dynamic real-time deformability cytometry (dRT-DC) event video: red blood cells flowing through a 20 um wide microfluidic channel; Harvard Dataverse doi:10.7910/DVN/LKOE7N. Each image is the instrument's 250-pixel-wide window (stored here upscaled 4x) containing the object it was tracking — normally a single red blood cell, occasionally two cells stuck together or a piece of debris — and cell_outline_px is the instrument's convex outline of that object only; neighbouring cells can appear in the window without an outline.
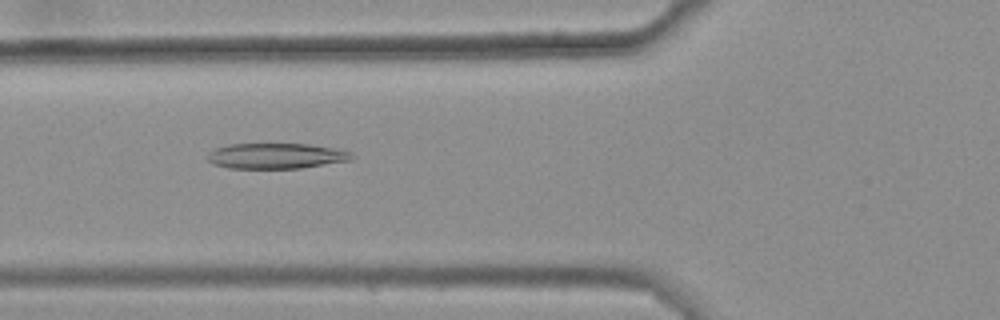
{"species": "common noctule bat (a hibernating species)", "species_latin": "Nyctalus noctula", "temperature_condition": "warm", "stored_images_in_passage": 35, "camera_frame_rate_fps": 3000, "um_per_image_px": 0.085, "animal": {"sex": "female", "body_mass_g": 25.1}, "frame": {"image": 1, "passage_image": 6, "time_ms": 1.667, "image_size_px": [1000, 320], "cell_outline_px": [[356, 156], [352, 160], [300, 168], [228, 168], [212, 164], [208, 160], [208, 152], [216, 148], [228, 144], [308, 144], [336, 148], [352, 152]], "centroid_in_image_um": [23.5, 13.25], "position_along_channel_um": 102.3, "area_um2": 21.56}}
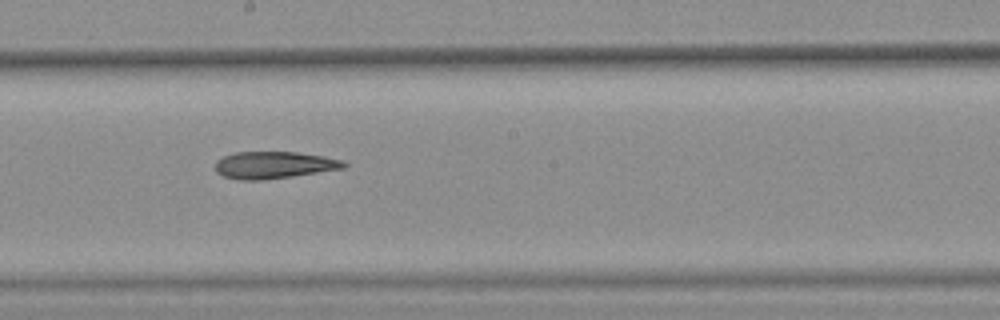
{"frame": {"image": 2, "passage_image": 16, "time_ms": 5.0, "image_size_px": [1000, 320], "cell_outline_px": [[348, 164], [344, 168], [264, 180], [240, 180], [224, 176], [216, 172], [216, 160], [224, 156], [236, 152], [296, 152], [324, 156], [344, 160]], "centroid_in_image_um": [23.29, 14.02], "position_along_channel_um": 224.9, "area_um2": 20.17}}
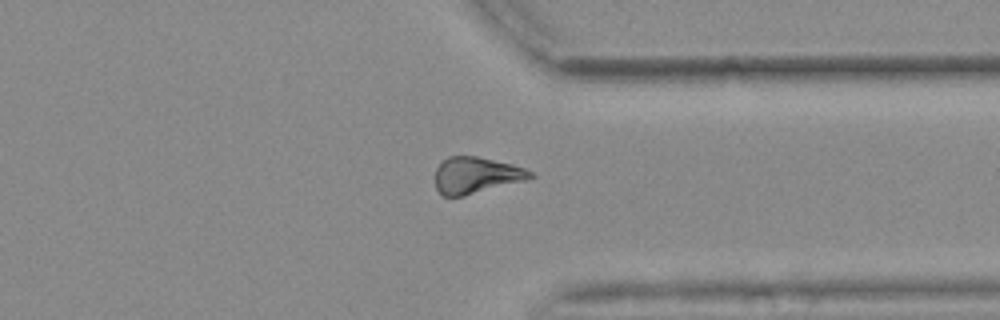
{"frame": {"image": 3, "passage_image": 28, "time_ms": 9.0, "image_size_px": [1000, 320], "cell_outline_px": [[536, 176], [524, 180], [464, 196], [440, 196], [436, 188], [436, 168], [448, 156], [476, 156], [512, 164], [524, 168], [532, 172]], "centroid_in_image_um": [40.44, 14.9], "position_along_channel_um": 371.0, "area_um2": 20.0}}